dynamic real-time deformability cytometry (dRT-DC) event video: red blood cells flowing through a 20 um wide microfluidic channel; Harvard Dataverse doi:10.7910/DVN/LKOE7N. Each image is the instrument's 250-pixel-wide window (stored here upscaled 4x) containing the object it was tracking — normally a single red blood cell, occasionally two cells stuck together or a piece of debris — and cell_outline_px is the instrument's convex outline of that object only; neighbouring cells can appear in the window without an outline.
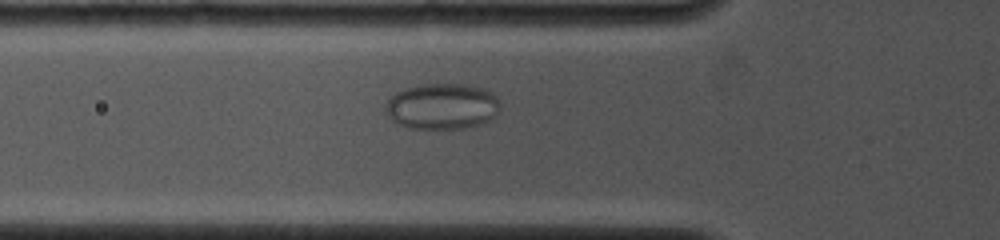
{"species": "common noctule bat (a hibernating species)", "species_latin": "Nyctalus noctula", "temperature_condition": "cold", "stored_images_in_passage": 31, "camera_frame_rate_fps": 4000, "um_per_image_px": 0.085, "animal": {"sex": "female", "body_mass_g": 19.0, "forearm_length_mm": 53.3}, "frame": {"image": 1, "passage_image": 6, "time_ms": 2.0, "image_size_px": [1000, 240], "cell_outline_px": [[500, 108], [488, 120], [480, 124], [464, 128], [408, 128], [396, 124], [384, 112], [384, 108], [388, 100], [396, 92], [404, 88], [424, 84], [464, 84], [484, 88], [492, 92], [500, 100]], "centroid_in_image_um": [37.55, 9.03], "position_along_channel_um": 88.2, "area_um2": 30.81}}
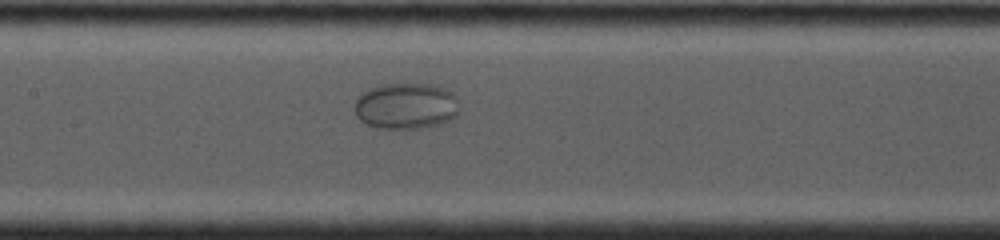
{"frame": {"image": 2, "passage_image": 12, "time_ms": 4.25, "image_size_px": [1000, 240], "cell_outline_px": [[456, 116], [448, 120], [436, 124], [416, 128], [376, 128], [360, 120], [356, 116], [356, 100], [364, 92], [372, 88], [384, 84], [432, 84], [444, 88], [452, 92], [456, 96]], "centroid_in_image_um": [34.5, 9.0], "position_along_channel_um": 172.9, "area_um2": 27.63}}
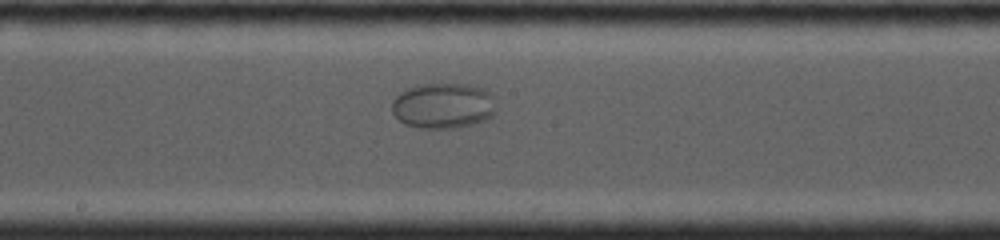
{"frame": {"image": 3, "passage_image": 15, "time_ms": 5.25, "image_size_px": [1000, 240], "cell_outline_px": [[496, 112], [492, 116], [484, 120], [472, 124], [452, 128], [420, 128], [404, 124], [392, 112], [392, 100], [400, 92], [408, 88], [420, 84], [468, 84], [484, 88], [492, 96]], "centroid_in_image_um": [37.66, 8.98], "position_along_channel_um": 210.5, "area_um2": 27.69}, "authors_computed_cell_mechanics": {"area_um2": 28.4954, "velocity_mm_per_s": 3.7624, "shape_relaxation_time_tau1_ms": null, "shape_relaxation_time_tau2_ms": 3.6975, "deformation_change_tau1": null, "deformation_change_tau2": 0.0746}}